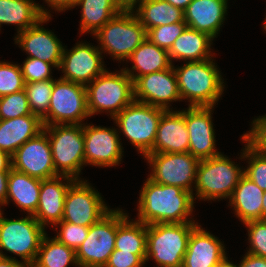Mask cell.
<instances>
[{
	"label": "cell",
	"mask_w": 266,
	"mask_h": 267,
	"mask_svg": "<svg viewBox=\"0 0 266 267\" xmlns=\"http://www.w3.org/2000/svg\"><path fill=\"white\" fill-rule=\"evenodd\" d=\"M139 196L137 206L139 222L146 225L195 222L189 217L195 202L193 194L187 190L158 184L147 177Z\"/></svg>",
	"instance_id": "obj_1"
},
{
	"label": "cell",
	"mask_w": 266,
	"mask_h": 267,
	"mask_svg": "<svg viewBox=\"0 0 266 267\" xmlns=\"http://www.w3.org/2000/svg\"><path fill=\"white\" fill-rule=\"evenodd\" d=\"M214 60L186 62L174 67L181 100H188L189 107H214L225 85Z\"/></svg>",
	"instance_id": "obj_2"
},
{
	"label": "cell",
	"mask_w": 266,
	"mask_h": 267,
	"mask_svg": "<svg viewBox=\"0 0 266 267\" xmlns=\"http://www.w3.org/2000/svg\"><path fill=\"white\" fill-rule=\"evenodd\" d=\"M196 222L147 225L146 261L158 267H182L188 241Z\"/></svg>",
	"instance_id": "obj_3"
},
{
	"label": "cell",
	"mask_w": 266,
	"mask_h": 267,
	"mask_svg": "<svg viewBox=\"0 0 266 267\" xmlns=\"http://www.w3.org/2000/svg\"><path fill=\"white\" fill-rule=\"evenodd\" d=\"M87 109L90 117L103 111L113 119L134 99V82L121 69L118 73L105 70L86 86Z\"/></svg>",
	"instance_id": "obj_4"
},
{
	"label": "cell",
	"mask_w": 266,
	"mask_h": 267,
	"mask_svg": "<svg viewBox=\"0 0 266 267\" xmlns=\"http://www.w3.org/2000/svg\"><path fill=\"white\" fill-rule=\"evenodd\" d=\"M99 50L110 54L115 60L127 58L147 39V31L133 11H121L98 29Z\"/></svg>",
	"instance_id": "obj_5"
},
{
	"label": "cell",
	"mask_w": 266,
	"mask_h": 267,
	"mask_svg": "<svg viewBox=\"0 0 266 267\" xmlns=\"http://www.w3.org/2000/svg\"><path fill=\"white\" fill-rule=\"evenodd\" d=\"M243 175L244 170L222 153L200 160L194 187V201L198 197L204 201L230 198Z\"/></svg>",
	"instance_id": "obj_6"
},
{
	"label": "cell",
	"mask_w": 266,
	"mask_h": 267,
	"mask_svg": "<svg viewBox=\"0 0 266 267\" xmlns=\"http://www.w3.org/2000/svg\"><path fill=\"white\" fill-rule=\"evenodd\" d=\"M51 145L53 164L58 175L79 180L85 165L83 125L44 126Z\"/></svg>",
	"instance_id": "obj_7"
},
{
	"label": "cell",
	"mask_w": 266,
	"mask_h": 267,
	"mask_svg": "<svg viewBox=\"0 0 266 267\" xmlns=\"http://www.w3.org/2000/svg\"><path fill=\"white\" fill-rule=\"evenodd\" d=\"M45 228L32 216L7 219L0 209V257L9 258L2 250L18 255L24 264L31 267L37 257Z\"/></svg>",
	"instance_id": "obj_8"
},
{
	"label": "cell",
	"mask_w": 266,
	"mask_h": 267,
	"mask_svg": "<svg viewBox=\"0 0 266 267\" xmlns=\"http://www.w3.org/2000/svg\"><path fill=\"white\" fill-rule=\"evenodd\" d=\"M165 109L134 100L113 118L120 131L143 157L152 149Z\"/></svg>",
	"instance_id": "obj_9"
},
{
	"label": "cell",
	"mask_w": 266,
	"mask_h": 267,
	"mask_svg": "<svg viewBox=\"0 0 266 267\" xmlns=\"http://www.w3.org/2000/svg\"><path fill=\"white\" fill-rule=\"evenodd\" d=\"M88 117L86 86L61 78L54 79L48 113L42 118L43 125H83Z\"/></svg>",
	"instance_id": "obj_10"
},
{
	"label": "cell",
	"mask_w": 266,
	"mask_h": 267,
	"mask_svg": "<svg viewBox=\"0 0 266 267\" xmlns=\"http://www.w3.org/2000/svg\"><path fill=\"white\" fill-rule=\"evenodd\" d=\"M144 157L152 169L149 179L158 184L177 186L194 194L192 184L195 186L199 159L189 152L148 153Z\"/></svg>",
	"instance_id": "obj_11"
},
{
	"label": "cell",
	"mask_w": 266,
	"mask_h": 267,
	"mask_svg": "<svg viewBox=\"0 0 266 267\" xmlns=\"http://www.w3.org/2000/svg\"><path fill=\"white\" fill-rule=\"evenodd\" d=\"M116 234L117 209H111L89 227L86 239L75 251L79 267H105L115 249Z\"/></svg>",
	"instance_id": "obj_12"
},
{
	"label": "cell",
	"mask_w": 266,
	"mask_h": 267,
	"mask_svg": "<svg viewBox=\"0 0 266 267\" xmlns=\"http://www.w3.org/2000/svg\"><path fill=\"white\" fill-rule=\"evenodd\" d=\"M87 180H75L65 195L62 221L90 227L111 209Z\"/></svg>",
	"instance_id": "obj_13"
},
{
	"label": "cell",
	"mask_w": 266,
	"mask_h": 267,
	"mask_svg": "<svg viewBox=\"0 0 266 267\" xmlns=\"http://www.w3.org/2000/svg\"><path fill=\"white\" fill-rule=\"evenodd\" d=\"M69 51L64 47L58 68L64 73L61 79L87 86L106 70L98 46L78 42Z\"/></svg>",
	"instance_id": "obj_14"
},
{
	"label": "cell",
	"mask_w": 266,
	"mask_h": 267,
	"mask_svg": "<svg viewBox=\"0 0 266 267\" xmlns=\"http://www.w3.org/2000/svg\"><path fill=\"white\" fill-rule=\"evenodd\" d=\"M85 165L114 167L122 161L123 147L114 128L83 124Z\"/></svg>",
	"instance_id": "obj_15"
},
{
	"label": "cell",
	"mask_w": 266,
	"mask_h": 267,
	"mask_svg": "<svg viewBox=\"0 0 266 267\" xmlns=\"http://www.w3.org/2000/svg\"><path fill=\"white\" fill-rule=\"evenodd\" d=\"M12 168L40 180L58 176L53 164L51 145L43 129L26 141L11 156Z\"/></svg>",
	"instance_id": "obj_16"
},
{
	"label": "cell",
	"mask_w": 266,
	"mask_h": 267,
	"mask_svg": "<svg viewBox=\"0 0 266 267\" xmlns=\"http://www.w3.org/2000/svg\"><path fill=\"white\" fill-rule=\"evenodd\" d=\"M134 99L165 110H171L170 102L182 101L174 64L169 69L138 77L134 81Z\"/></svg>",
	"instance_id": "obj_17"
},
{
	"label": "cell",
	"mask_w": 266,
	"mask_h": 267,
	"mask_svg": "<svg viewBox=\"0 0 266 267\" xmlns=\"http://www.w3.org/2000/svg\"><path fill=\"white\" fill-rule=\"evenodd\" d=\"M214 107H189L184 118L189 133V153L199 160L219 155L216 150L212 112Z\"/></svg>",
	"instance_id": "obj_18"
},
{
	"label": "cell",
	"mask_w": 266,
	"mask_h": 267,
	"mask_svg": "<svg viewBox=\"0 0 266 267\" xmlns=\"http://www.w3.org/2000/svg\"><path fill=\"white\" fill-rule=\"evenodd\" d=\"M50 19L51 17H44L36 25L17 33L14 40L28 54L29 58H37L52 64L54 68L58 69L64 46L54 32L41 26Z\"/></svg>",
	"instance_id": "obj_19"
},
{
	"label": "cell",
	"mask_w": 266,
	"mask_h": 267,
	"mask_svg": "<svg viewBox=\"0 0 266 267\" xmlns=\"http://www.w3.org/2000/svg\"><path fill=\"white\" fill-rule=\"evenodd\" d=\"M74 181L75 179L64 175L41 180L39 203L33 217L44 228L50 223L54 227L62 220L65 195Z\"/></svg>",
	"instance_id": "obj_20"
},
{
	"label": "cell",
	"mask_w": 266,
	"mask_h": 267,
	"mask_svg": "<svg viewBox=\"0 0 266 267\" xmlns=\"http://www.w3.org/2000/svg\"><path fill=\"white\" fill-rule=\"evenodd\" d=\"M189 152V133L184 118V109L165 110L162 113L156 140L149 153Z\"/></svg>",
	"instance_id": "obj_21"
},
{
	"label": "cell",
	"mask_w": 266,
	"mask_h": 267,
	"mask_svg": "<svg viewBox=\"0 0 266 267\" xmlns=\"http://www.w3.org/2000/svg\"><path fill=\"white\" fill-rule=\"evenodd\" d=\"M224 244L197 224L191 232L182 267H214L226 257Z\"/></svg>",
	"instance_id": "obj_22"
},
{
	"label": "cell",
	"mask_w": 266,
	"mask_h": 267,
	"mask_svg": "<svg viewBox=\"0 0 266 267\" xmlns=\"http://www.w3.org/2000/svg\"><path fill=\"white\" fill-rule=\"evenodd\" d=\"M228 0H192L184 10V21L189 28L209 34H219L225 16Z\"/></svg>",
	"instance_id": "obj_23"
},
{
	"label": "cell",
	"mask_w": 266,
	"mask_h": 267,
	"mask_svg": "<svg viewBox=\"0 0 266 267\" xmlns=\"http://www.w3.org/2000/svg\"><path fill=\"white\" fill-rule=\"evenodd\" d=\"M44 129L37 115H24L14 119L0 120V150L12 156L26 141Z\"/></svg>",
	"instance_id": "obj_24"
},
{
	"label": "cell",
	"mask_w": 266,
	"mask_h": 267,
	"mask_svg": "<svg viewBox=\"0 0 266 267\" xmlns=\"http://www.w3.org/2000/svg\"><path fill=\"white\" fill-rule=\"evenodd\" d=\"M213 40L209 34L187 27L168 50L171 63L174 62L172 60L192 62L213 58Z\"/></svg>",
	"instance_id": "obj_25"
},
{
	"label": "cell",
	"mask_w": 266,
	"mask_h": 267,
	"mask_svg": "<svg viewBox=\"0 0 266 267\" xmlns=\"http://www.w3.org/2000/svg\"><path fill=\"white\" fill-rule=\"evenodd\" d=\"M129 60L133 63L132 67L122 69L131 77L133 82L138 77L169 69L173 65L168 50L158 47L149 39L144 40L126 61ZM134 71L137 73L134 74Z\"/></svg>",
	"instance_id": "obj_26"
},
{
	"label": "cell",
	"mask_w": 266,
	"mask_h": 267,
	"mask_svg": "<svg viewBox=\"0 0 266 267\" xmlns=\"http://www.w3.org/2000/svg\"><path fill=\"white\" fill-rule=\"evenodd\" d=\"M263 193L264 191L245 175L240 178L229 198V205H232V210H235L237 218L243 224L262 220Z\"/></svg>",
	"instance_id": "obj_27"
},
{
	"label": "cell",
	"mask_w": 266,
	"mask_h": 267,
	"mask_svg": "<svg viewBox=\"0 0 266 267\" xmlns=\"http://www.w3.org/2000/svg\"><path fill=\"white\" fill-rule=\"evenodd\" d=\"M44 17H51V13L33 0H0V28L2 24H13L19 33Z\"/></svg>",
	"instance_id": "obj_28"
},
{
	"label": "cell",
	"mask_w": 266,
	"mask_h": 267,
	"mask_svg": "<svg viewBox=\"0 0 266 267\" xmlns=\"http://www.w3.org/2000/svg\"><path fill=\"white\" fill-rule=\"evenodd\" d=\"M40 187V179L11 168L8 175L6 204L8 205L11 199L21 211L33 216L39 203Z\"/></svg>",
	"instance_id": "obj_29"
},
{
	"label": "cell",
	"mask_w": 266,
	"mask_h": 267,
	"mask_svg": "<svg viewBox=\"0 0 266 267\" xmlns=\"http://www.w3.org/2000/svg\"><path fill=\"white\" fill-rule=\"evenodd\" d=\"M132 220V221H131ZM117 208V234L115 249L138 255L146 263L147 225Z\"/></svg>",
	"instance_id": "obj_30"
},
{
	"label": "cell",
	"mask_w": 266,
	"mask_h": 267,
	"mask_svg": "<svg viewBox=\"0 0 266 267\" xmlns=\"http://www.w3.org/2000/svg\"><path fill=\"white\" fill-rule=\"evenodd\" d=\"M133 12L147 32L157 26L185 22L184 11L166 0H144Z\"/></svg>",
	"instance_id": "obj_31"
},
{
	"label": "cell",
	"mask_w": 266,
	"mask_h": 267,
	"mask_svg": "<svg viewBox=\"0 0 266 267\" xmlns=\"http://www.w3.org/2000/svg\"><path fill=\"white\" fill-rule=\"evenodd\" d=\"M76 6H81L80 34H94L121 10L114 0H77Z\"/></svg>",
	"instance_id": "obj_32"
},
{
	"label": "cell",
	"mask_w": 266,
	"mask_h": 267,
	"mask_svg": "<svg viewBox=\"0 0 266 267\" xmlns=\"http://www.w3.org/2000/svg\"><path fill=\"white\" fill-rule=\"evenodd\" d=\"M69 264L79 267L75 250L46 234L31 267H68Z\"/></svg>",
	"instance_id": "obj_33"
},
{
	"label": "cell",
	"mask_w": 266,
	"mask_h": 267,
	"mask_svg": "<svg viewBox=\"0 0 266 267\" xmlns=\"http://www.w3.org/2000/svg\"><path fill=\"white\" fill-rule=\"evenodd\" d=\"M242 142L246 144L241 153L242 159H247L248 167L244 169V175L266 191V155L254 147L243 135Z\"/></svg>",
	"instance_id": "obj_34"
},
{
	"label": "cell",
	"mask_w": 266,
	"mask_h": 267,
	"mask_svg": "<svg viewBox=\"0 0 266 267\" xmlns=\"http://www.w3.org/2000/svg\"><path fill=\"white\" fill-rule=\"evenodd\" d=\"M54 80L25 83V92L31 113L41 119L48 113Z\"/></svg>",
	"instance_id": "obj_35"
},
{
	"label": "cell",
	"mask_w": 266,
	"mask_h": 267,
	"mask_svg": "<svg viewBox=\"0 0 266 267\" xmlns=\"http://www.w3.org/2000/svg\"><path fill=\"white\" fill-rule=\"evenodd\" d=\"M24 115H34L29 108L25 90L0 97V120L14 119Z\"/></svg>",
	"instance_id": "obj_36"
},
{
	"label": "cell",
	"mask_w": 266,
	"mask_h": 267,
	"mask_svg": "<svg viewBox=\"0 0 266 267\" xmlns=\"http://www.w3.org/2000/svg\"><path fill=\"white\" fill-rule=\"evenodd\" d=\"M25 81L19 64L0 61V97L24 90Z\"/></svg>",
	"instance_id": "obj_37"
},
{
	"label": "cell",
	"mask_w": 266,
	"mask_h": 267,
	"mask_svg": "<svg viewBox=\"0 0 266 267\" xmlns=\"http://www.w3.org/2000/svg\"><path fill=\"white\" fill-rule=\"evenodd\" d=\"M187 27L188 25L185 22L157 26L147 32V39L158 47L169 50L174 41L185 31Z\"/></svg>",
	"instance_id": "obj_38"
},
{
	"label": "cell",
	"mask_w": 266,
	"mask_h": 267,
	"mask_svg": "<svg viewBox=\"0 0 266 267\" xmlns=\"http://www.w3.org/2000/svg\"><path fill=\"white\" fill-rule=\"evenodd\" d=\"M56 225L57 228L59 225L60 229L55 238L60 243L65 244L67 247L72 248L75 251L86 239L89 231V227L76 225L62 220Z\"/></svg>",
	"instance_id": "obj_39"
},
{
	"label": "cell",
	"mask_w": 266,
	"mask_h": 267,
	"mask_svg": "<svg viewBox=\"0 0 266 267\" xmlns=\"http://www.w3.org/2000/svg\"><path fill=\"white\" fill-rule=\"evenodd\" d=\"M52 67L54 66L50 63L29 57L20 66L25 83L54 80L50 75Z\"/></svg>",
	"instance_id": "obj_40"
},
{
	"label": "cell",
	"mask_w": 266,
	"mask_h": 267,
	"mask_svg": "<svg viewBox=\"0 0 266 267\" xmlns=\"http://www.w3.org/2000/svg\"><path fill=\"white\" fill-rule=\"evenodd\" d=\"M245 225L250 242L247 253L266 258V220L249 221Z\"/></svg>",
	"instance_id": "obj_41"
},
{
	"label": "cell",
	"mask_w": 266,
	"mask_h": 267,
	"mask_svg": "<svg viewBox=\"0 0 266 267\" xmlns=\"http://www.w3.org/2000/svg\"><path fill=\"white\" fill-rule=\"evenodd\" d=\"M251 125V130L243 136L261 153L266 155V116L257 117Z\"/></svg>",
	"instance_id": "obj_42"
},
{
	"label": "cell",
	"mask_w": 266,
	"mask_h": 267,
	"mask_svg": "<svg viewBox=\"0 0 266 267\" xmlns=\"http://www.w3.org/2000/svg\"><path fill=\"white\" fill-rule=\"evenodd\" d=\"M144 264L138 255L114 249L105 267H143Z\"/></svg>",
	"instance_id": "obj_43"
},
{
	"label": "cell",
	"mask_w": 266,
	"mask_h": 267,
	"mask_svg": "<svg viewBox=\"0 0 266 267\" xmlns=\"http://www.w3.org/2000/svg\"><path fill=\"white\" fill-rule=\"evenodd\" d=\"M237 267H266V258L258 257L246 252Z\"/></svg>",
	"instance_id": "obj_44"
},
{
	"label": "cell",
	"mask_w": 266,
	"mask_h": 267,
	"mask_svg": "<svg viewBox=\"0 0 266 267\" xmlns=\"http://www.w3.org/2000/svg\"><path fill=\"white\" fill-rule=\"evenodd\" d=\"M55 11H65L76 7L77 0H44Z\"/></svg>",
	"instance_id": "obj_45"
},
{
	"label": "cell",
	"mask_w": 266,
	"mask_h": 267,
	"mask_svg": "<svg viewBox=\"0 0 266 267\" xmlns=\"http://www.w3.org/2000/svg\"><path fill=\"white\" fill-rule=\"evenodd\" d=\"M8 175L9 172H0V206L6 205Z\"/></svg>",
	"instance_id": "obj_46"
},
{
	"label": "cell",
	"mask_w": 266,
	"mask_h": 267,
	"mask_svg": "<svg viewBox=\"0 0 266 267\" xmlns=\"http://www.w3.org/2000/svg\"><path fill=\"white\" fill-rule=\"evenodd\" d=\"M144 0H114L115 4L119 7L121 11H134Z\"/></svg>",
	"instance_id": "obj_47"
},
{
	"label": "cell",
	"mask_w": 266,
	"mask_h": 267,
	"mask_svg": "<svg viewBox=\"0 0 266 267\" xmlns=\"http://www.w3.org/2000/svg\"><path fill=\"white\" fill-rule=\"evenodd\" d=\"M11 168V156L7 152L0 150V172H10Z\"/></svg>",
	"instance_id": "obj_48"
},
{
	"label": "cell",
	"mask_w": 266,
	"mask_h": 267,
	"mask_svg": "<svg viewBox=\"0 0 266 267\" xmlns=\"http://www.w3.org/2000/svg\"><path fill=\"white\" fill-rule=\"evenodd\" d=\"M0 267H29L22 261H18L15 257L3 258L0 257Z\"/></svg>",
	"instance_id": "obj_49"
},
{
	"label": "cell",
	"mask_w": 266,
	"mask_h": 267,
	"mask_svg": "<svg viewBox=\"0 0 266 267\" xmlns=\"http://www.w3.org/2000/svg\"><path fill=\"white\" fill-rule=\"evenodd\" d=\"M166 1L184 11L192 0H166Z\"/></svg>",
	"instance_id": "obj_50"
},
{
	"label": "cell",
	"mask_w": 266,
	"mask_h": 267,
	"mask_svg": "<svg viewBox=\"0 0 266 267\" xmlns=\"http://www.w3.org/2000/svg\"><path fill=\"white\" fill-rule=\"evenodd\" d=\"M216 267H237V265L233 264L232 261L228 260L226 256L221 262H219Z\"/></svg>",
	"instance_id": "obj_51"
},
{
	"label": "cell",
	"mask_w": 266,
	"mask_h": 267,
	"mask_svg": "<svg viewBox=\"0 0 266 267\" xmlns=\"http://www.w3.org/2000/svg\"><path fill=\"white\" fill-rule=\"evenodd\" d=\"M262 220H266V191H264L262 199Z\"/></svg>",
	"instance_id": "obj_52"
},
{
	"label": "cell",
	"mask_w": 266,
	"mask_h": 267,
	"mask_svg": "<svg viewBox=\"0 0 266 267\" xmlns=\"http://www.w3.org/2000/svg\"><path fill=\"white\" fill-rule=\"evenodd\" d=\"M265 23H264V25H263V28H264V30L266 31V18H265V21H264ZM266 33V32H265Z\"/></svg>",
	"instance_id": "obj_53"
}]
</instances>
